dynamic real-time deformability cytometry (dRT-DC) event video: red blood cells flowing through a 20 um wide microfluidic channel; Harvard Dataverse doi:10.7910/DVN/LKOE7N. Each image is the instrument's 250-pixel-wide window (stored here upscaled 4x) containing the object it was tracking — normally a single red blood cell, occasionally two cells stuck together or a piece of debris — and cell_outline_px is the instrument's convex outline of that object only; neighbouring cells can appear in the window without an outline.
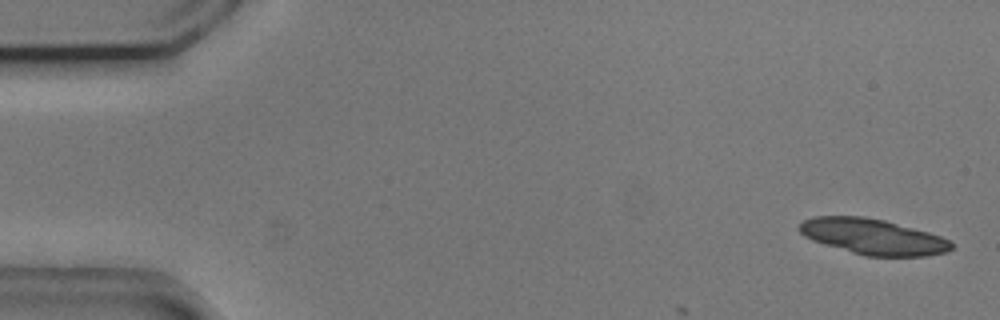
{"species": "common noctule bat (a hibernating species)", "species_latin": "Nyctalus noctula", "temperature_condition": "cold", "stored_images_in_passage": 5, "camera_frame_rate_fps": 3000, "um_per_image_px": 0.085, "animal": {"sex": "male", "body_mass_g": 20.5, "forearm_length_mm": 52.5}, "frame": {"image": 1, "passage_image": 1, "time_ms": 0.0, "image_size_px": [1000, 320], "cell_outline_px": [[952, 248], [948, 252], [928, 256], [864, 256], [824, 244], [812, 240], [804, 236], [796, 228], [804, 220], [812, 216], [864, 216], [884, 220], [928, 232], [940, 236], [948, 240], [952, 244]], "centroid_in_image_um": [74.17, 20.11], "position_along_channel_um": 10.8, "area_um2": 31.62}}